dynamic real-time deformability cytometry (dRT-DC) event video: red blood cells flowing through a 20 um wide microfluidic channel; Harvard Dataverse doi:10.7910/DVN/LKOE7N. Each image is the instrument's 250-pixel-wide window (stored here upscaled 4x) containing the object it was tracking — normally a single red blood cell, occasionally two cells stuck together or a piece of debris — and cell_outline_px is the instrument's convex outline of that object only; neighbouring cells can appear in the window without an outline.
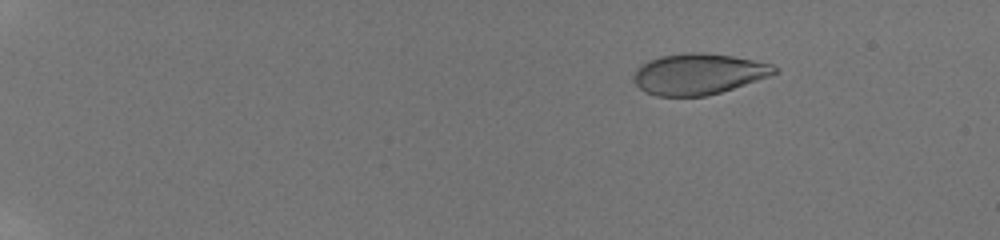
{"species": "human", "species_latin": "Homo sapiens", "temperature_condition": "room temperature", "stored_images_in_passage": 30, "camera_frame_rate_fps": 3000, "um_per_image_px": 0.085, "donor": {"sex": "male"}, "frame": {"image": 1, "passage_image": 13, "time_ms": 3.0, "image_size_px": [1000, 240], "cell_outline_px": [[780, 72], [720, 92], [704, 96], [656, 96], [644, 92], [636, 84], [632, 76], [636, 68], [640, 64], [648, 60], [660, 56], [684, 52], [704, 52], [732, 56], [772, 64], [780, 68]], "centroid_in_image_um": [59.33, 6.28], "position_along_channel_um": 25.7, "area_um2": 33.7}}
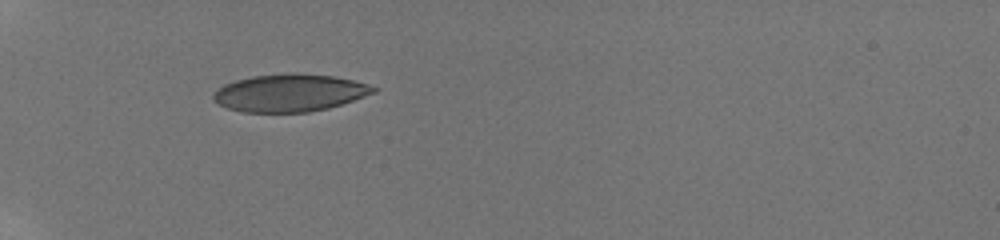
{"frame": {"image": 2, "passage_image": 29, "time_ms": 7.0, "image_size_px": [1000, 240], "cell_outline_px": [[380, 88], [376, 92], [328, 108], [308, 112], [244, 112], [228, 108], [212, 100], [212, 96], [224, 84], [236, 80], [252, 76], [296, 72], [332, 76], [352, 80], [368, 84]], "centroid_in_image_um": [24.63, 7.88], "position_along_channel_um": 60.4, "area_um2": 34.8}}